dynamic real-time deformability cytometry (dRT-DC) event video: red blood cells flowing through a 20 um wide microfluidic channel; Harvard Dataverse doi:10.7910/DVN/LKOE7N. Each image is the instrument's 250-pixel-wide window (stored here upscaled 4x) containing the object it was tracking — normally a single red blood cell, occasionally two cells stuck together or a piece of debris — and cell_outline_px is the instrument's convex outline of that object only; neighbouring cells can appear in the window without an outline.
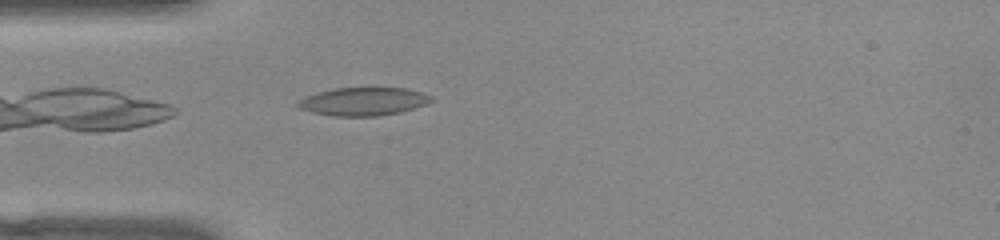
{"species": "common noctule bat (a hibernating species)", "species_latin": "Nyctalus noctula", "temperature_condition": "warm", "stored_images_in_passage": 38, "camera_frame_rate_fps": 3000, "um_per_image_px": 0.085, "animal": {"sex": "female", "body_mass_g": 22.0, "forearm_length_mm": 56.7}, "frame": {"image": 1, "passage_image": 1, "time_ms": 0.0, "image_size_px": [1000, 240], "cell_outline_px": [[432, 100], [424, 104], [400, 112], [376, 116], [336, 116], [312, 112], [300, 108], [296, 104], [304, 96], [336, 88], [404, 88], [424, 92], [432, 96]], "centroid_in_image_um": [30.89, 8.62], "position_along_channel_um": 54.1, "area_um2": 21.56}}
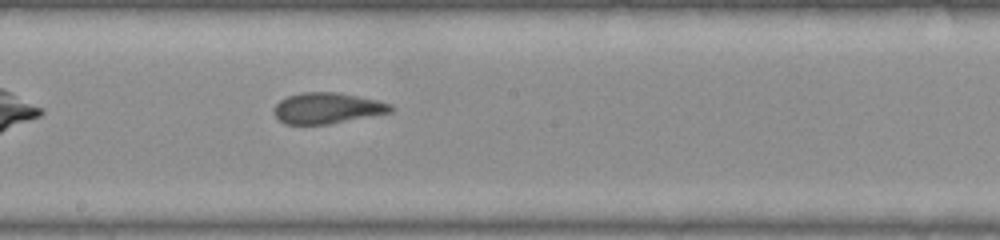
{"frame": {"image": 2, "passage_image": 14, "time_ms": 4.333, "image_size_px": [1000, 240], "cell_outline_px": [[396, 108], [392, 112], [328, 124], [284, 124], [272, 112], [272, 108], [280, 100], [288, 96], [304, 92], [336, 92], [380, 100], [392, 104]], "centroid_in_image_um": [27.84, 9.19], "position_along_channel_um": 220.4, "area_um2": 21.15}}
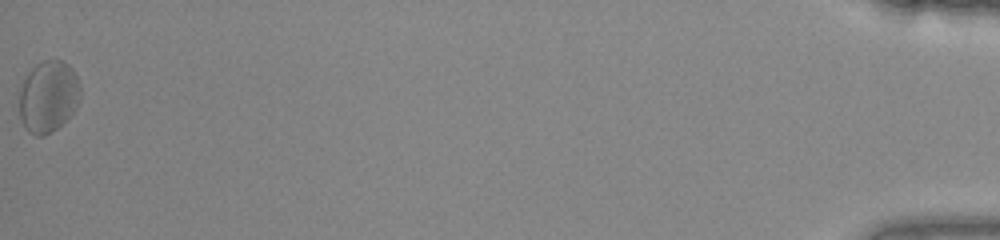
{"frame": {"image": 3, "passage_image": 38, "time_ms": 12.333, "image_size_px": [1000, 240], "cell_outline_px": [[80, 100], [76, 108], [56, 128], [40, 136], [36, 136], [28, 132], [24, 128], [20, 120], [20, 88], [28, 72], [36, 64], [44, 60], [64, 60], [72, 68], [76, 76], [80, 88]], "centroid_in_image_um": [4.09, 8.19], "position_along_channel_um": 431.1, "area_um2": 25.37}, "authors_computed_cell_mechanics": {"area_um2": 21.5883, "velocity_mm_per_s": 3.9533, "shape_relaxation_time_tau1_ms": 6.5886, "shape_relaxation_time_tau2_ms": 3.1888, "deformation_change_tau1": 0.1471, "deformation_change_tau2": 0.1086}}